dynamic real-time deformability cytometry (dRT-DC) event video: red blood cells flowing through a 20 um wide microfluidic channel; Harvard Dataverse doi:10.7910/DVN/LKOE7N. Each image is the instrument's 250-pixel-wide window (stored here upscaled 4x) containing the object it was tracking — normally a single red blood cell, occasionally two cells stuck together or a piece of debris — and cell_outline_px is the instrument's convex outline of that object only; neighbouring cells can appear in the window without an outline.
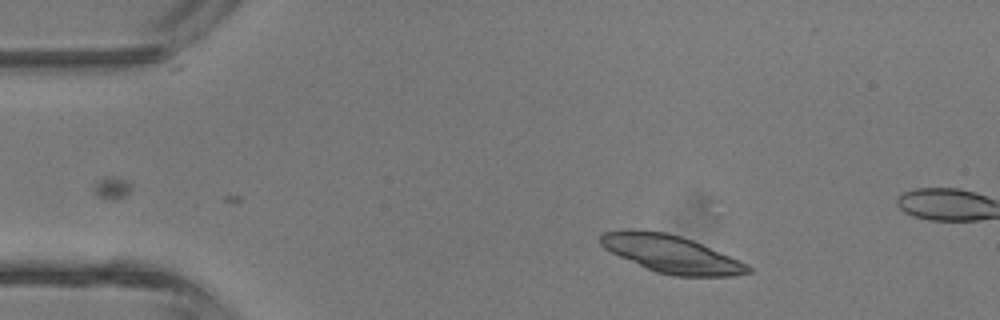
{"species": "common noctule bat (a hibernating species)", "species_latin": "Nyctalus noctula", "temperature_condition": "room temperature", "stored_images_in_passage": 3, "camera_frame_rate_fps": 3000, "um_per_image_px": 0.085, "animal": {"sex": "male", "body_mass_g": 13.3}, "frame": {"image": 1, "passage_image": 1, "time_ms": 0.0, "image_size_px": [1000, 320], "cell_outline_px": [[752, 272], [736, 276], [676, 276], [656, 272], [644, 268], [604, 248], [600, 244], [600, 236], [604, 232], [628, 228], [632, 228], [664, 232], [680, 236], [692, 240], [748, 264], [752, 268]], "centroid_in_image_um": [57.04, 21.58], "position_along_channel_um": 28.0, "area_um2": 32.25}}